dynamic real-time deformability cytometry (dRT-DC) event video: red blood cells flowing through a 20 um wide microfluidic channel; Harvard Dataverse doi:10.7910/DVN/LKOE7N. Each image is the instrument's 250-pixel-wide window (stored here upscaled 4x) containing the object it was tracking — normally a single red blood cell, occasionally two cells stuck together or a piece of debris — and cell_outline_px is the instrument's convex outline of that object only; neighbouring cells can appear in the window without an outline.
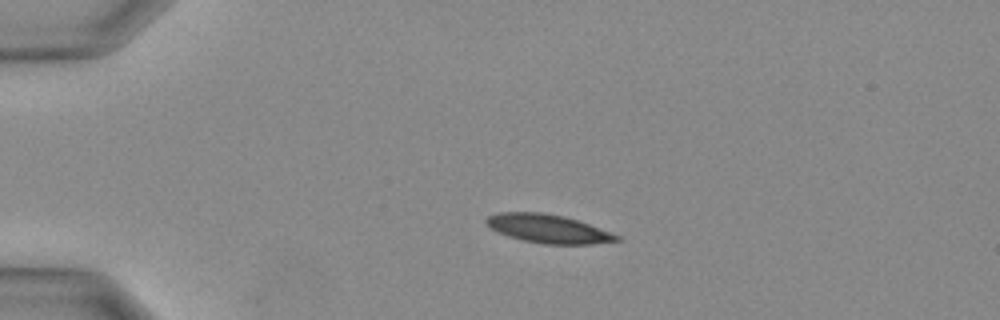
{"species": "Egyptian fruit bat (a non-hibernating species)", "species_latin": "Rousettus aegyptiacus", "temperature_condition": "warm", "stored_images_in_passage": 26, "camera_frame_rate_fps": 3000, "um_per_image_px": 0.085, "animal": {"sex": "female"}, "frame": {"image": 1, "passage_image": 1, "time_ms": 0.0, "image_size_px": [1000, 320], "cell_outline_px": [[624, 240], [592, 244], [544, 244], [524, 240], [508, 236], [484, 224], [484, 220], [488, 216], [496, 212], [544, 212], [564, 216], [588, 224], [620, 236]], "centroid_in_image_um": [46.58, 19.43], "position_along_channel_um": 38.4, "area_um2": 21.62}}
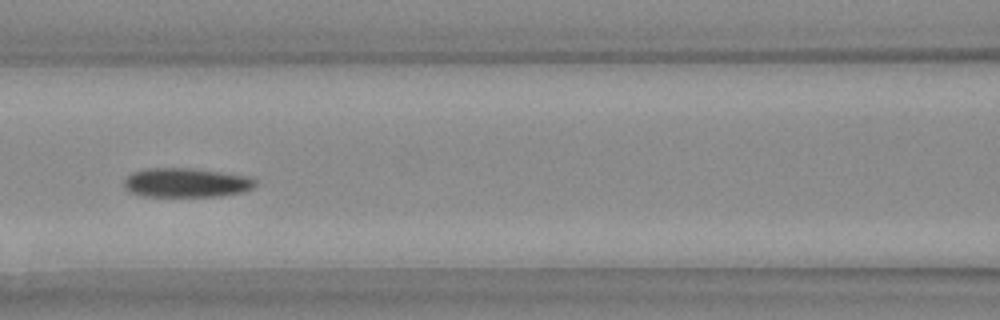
{"frame": {"image": 2, "passage_image": 9, "time_ms": 2.667, "image_size_px": [1000, 320], "cell_outline_px": [[256, 184], [240, 192], [212, 196], [144, 196], [128, 192], [124, 188], [124, 180], [132, 172], [144, 168], [192, 168], [248, 176], [256, 180]], "centroid_in_image_um": [15.73, 15.51], "position_along_channel_um": 150.9, "area_um2": 22.14}}
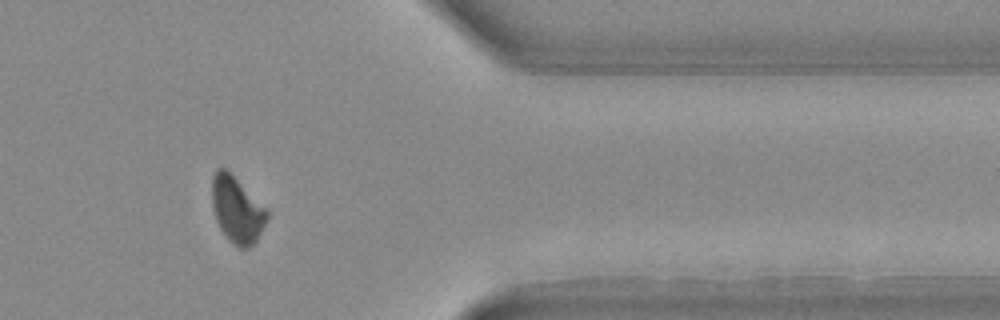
{"frame": {"image": 3, "passage_image": 22, "time_ms": 7.0, "image_size_px": [1000, 320], "cell_outline_px": [[268, 216], [256, 240], [248, 248], [240, 248], [228, 240], [220, 228], [216, 220], [212, 208], [212, 176], [216, 168], [224, 168], [268, 212]], "centroid_in_image_um": [20.08, 17.85], "position_along_channel_um": 391.3, "area_um2": 20.46}}